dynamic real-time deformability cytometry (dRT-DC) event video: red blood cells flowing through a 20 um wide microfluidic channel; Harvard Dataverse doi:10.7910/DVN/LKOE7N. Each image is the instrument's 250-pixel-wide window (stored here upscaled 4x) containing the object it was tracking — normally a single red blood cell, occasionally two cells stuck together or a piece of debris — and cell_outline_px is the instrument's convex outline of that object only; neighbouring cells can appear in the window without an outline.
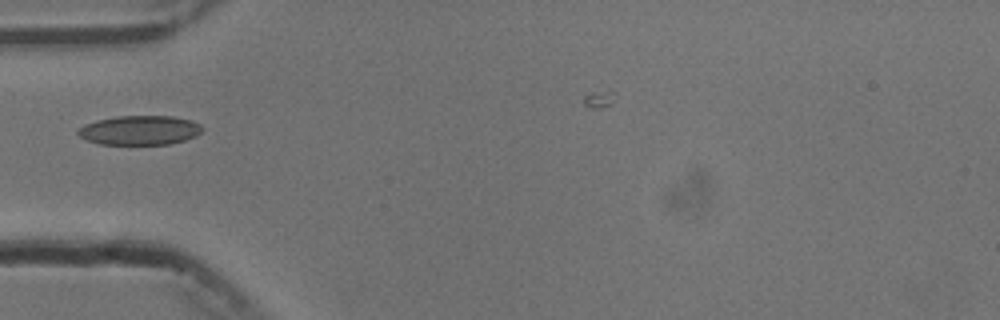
{"species": "common noctule bat (a hibernating species)", "species_latin": "Nyctalus noctula", "temperature_condition": "cold", "stored_images_in_passage": 30, "camera_frame_rate_fps": 3000, "um_per_image_px": 0.085, "animal": {"sex": "male", "body_mass_g": 13.3}, "frame": {"image": 1, "passage_image": 1, "time_ms": 0.0, "image_size_px": [1000, 320], "cell_outline_px": [[204, 128], [196, 136], [184, 140], [168, 144], [100, 144], [88, 140], [80, 136], [76, 132], [76, 128], [84, 124], [96, 120], [116, 116], [172, 116], [192, 120], [200, 124]], "centroid_in_image_um": [11.86, 11.06], "position_along_channel_um": 73.1, "area_um2": 21.33}}
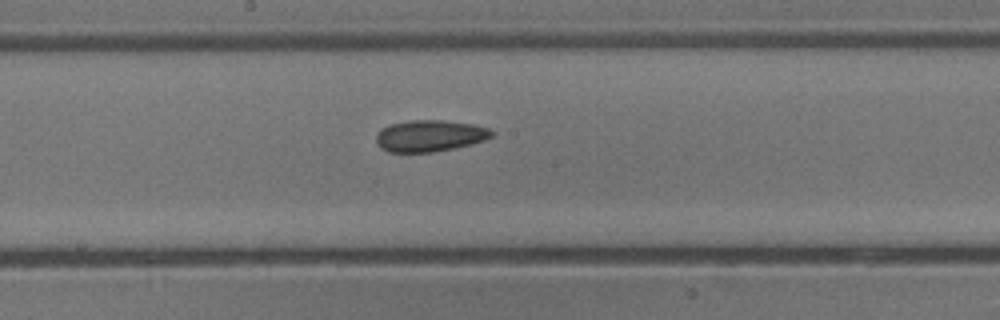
{"frame": {"image": 2, "passage_image": 12, "time_ms": 3.667, "image_size_px": [1000, 320], "cell_outline_px": [[496, 132], [492, 136], [484, 140], [452, 148], [432, 152], [388, 152], [380, 148], [376, 144], [376, 136], [380, 128], [388, 124], [408, 120], [444, 120], [472, 124], [488, 128]], "centroid_in_image_um": [36.47, 11.53], "position_along_channel_um": 211.7, "area_um2": 21.33}}
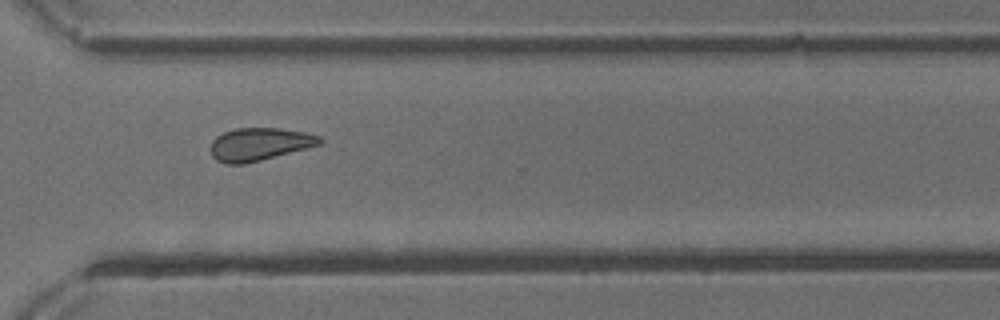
{"frame": {"image": 3, "passage_image": 23, "time_ms": 7.333, "image_size_px": [1000, 320], "cell_outline_px": [[324, 140], [320, 144], [260, 160], [244, 164], [224, 164], [216, 160], [212, 156], [212, 140], [216, 136], [224, 132], [236, 128], [280, 128], [304, 132], [320, 136]], "centroid_in_image_um": [22.03, 12.25], "position_along_channel_um": 348.6, "area_um2": 20.63}}